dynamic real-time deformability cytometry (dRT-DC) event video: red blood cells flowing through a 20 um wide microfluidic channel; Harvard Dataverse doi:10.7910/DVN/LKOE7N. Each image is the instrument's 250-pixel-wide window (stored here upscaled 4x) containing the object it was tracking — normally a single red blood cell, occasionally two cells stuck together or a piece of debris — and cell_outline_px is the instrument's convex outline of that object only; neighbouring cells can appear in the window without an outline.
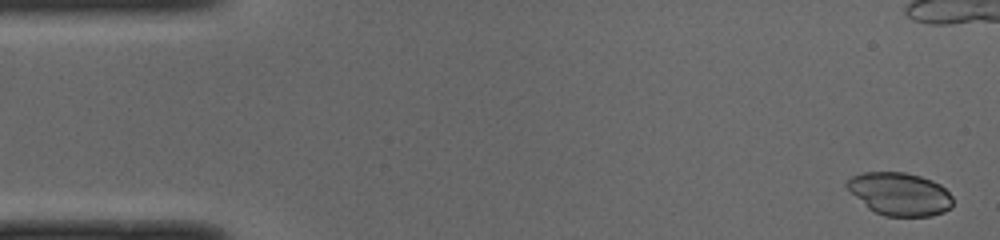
{"species": "common noctule bat (a hibernating species)", "species_latin": "Nyctalus noctula", "temperature_condition": "cold", "stored_images_in_passage": 51, "camera_frame_rate_fps": 3000, "um_per_image_px": 0.085, "animal": {"sex": "male", "body_mass_g": 19.0, "forearm_length_mm": 50.8}, "frame": {"image": 1, "passage_image": 2, "time_ms": 0.333, "image_size_px": [1000, 240], "cell_outline_px": [[952, 208], [944, 212], [932, 216], [884, 216], [868, 208], [844, 184], [852, 176], [864, 172], [904, 172], [920, 176], [932, 180], [940, 184], [952, 196]], "centroid_in_image_um": [76.51, 16.49], "position_along_channel_um": 8.5, "area_um2": 26.36}}
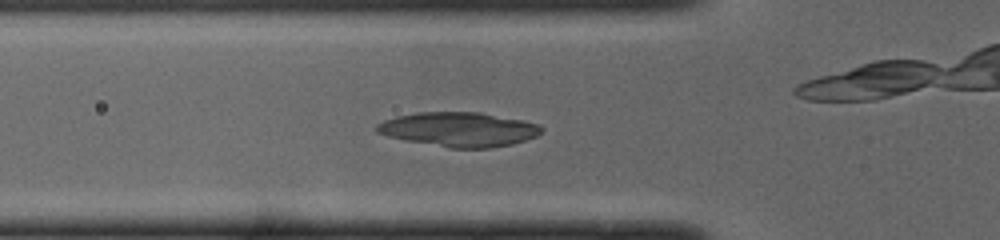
{"frame": {"image": 2, "passage_image": 17, "time_ms": 5.333, "image_size_px": [1000, 240], "cell_outline_px": [[544, 132], [536, 136], [512, 144], [488, 148], [448, 148], [404, 140], [388, 136], [376, 132], [376, 124], [384, 120], [396, 116], [416, 112], [480, 112], [540, 124], [544, 128]], "centroid_in_image_um": [39.0, 11.0], "position_along_channel_um": 86.8, "area_um2": 33.12}}
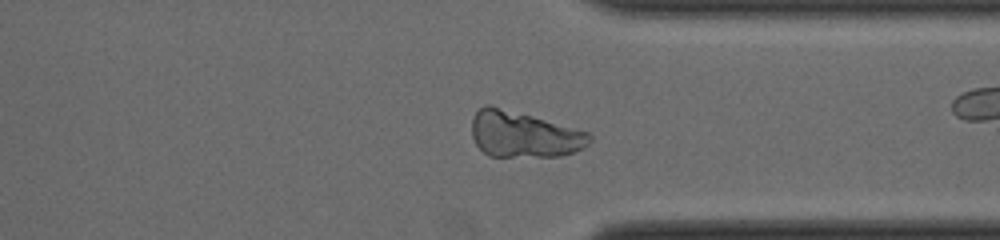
{"frame": {"image": 3, "passage_image": 38, "time_ms": 12.333, "image_size_px": [1000, 240], "cell_outline_px": [[592, 140], [584, 148], [576, 152], [560, 156], [488, 156], [476, 144], [472, 136], [472, 116], [484, 104], [488, 104], [532, 116], [588, 132], [592, 136]], "centroid_in_image_um": [44.51, 11.43], "position_along_channel_um": 366.9, "area_um2": 31.44}}